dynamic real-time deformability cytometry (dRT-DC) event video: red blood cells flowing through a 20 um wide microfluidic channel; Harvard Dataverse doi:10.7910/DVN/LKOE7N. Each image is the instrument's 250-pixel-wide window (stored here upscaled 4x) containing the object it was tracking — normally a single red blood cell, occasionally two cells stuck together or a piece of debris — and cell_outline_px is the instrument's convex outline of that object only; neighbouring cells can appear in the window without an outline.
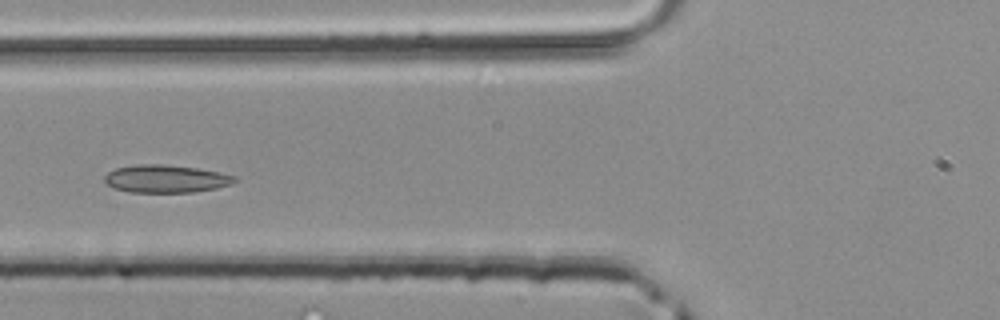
{"species": "common noctule bat (a hibernating species)", "species_latin": "Nyctalus noctula", "temperature_condition": "room temperature", "stored_images_in_passage": 39, "camera_frame_rate_fps": 3000, "um_per_image_px": 0.085, "animal": {"sex": "male", "body_mass_g": 20.4}, "frame": {"image": 1, "passage_image": 12, "time_ms": 3.667, "image_size_px": [1000, 320], "cell_outline_px": [[236, 180], [228, 184], [216, 188], [192, 192], [128, 192], [116, 188], [108, 184], [104, 180], [104, 176], [108, 172], [116, 168], [136, 164], [160, 164], [196, 168], [220, 172], [236, 176]], "centroid_in_image_um": [14.07, 15.19], "position_along_channel_um": 111.7, "area_um2": 20.81}}
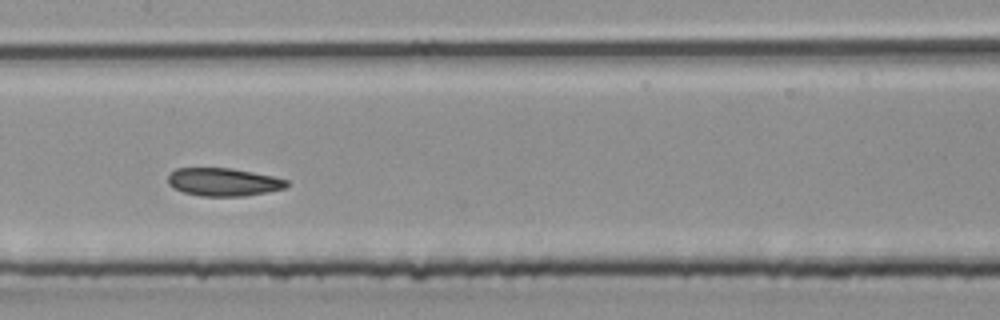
{"frame": {"image": 2, "passage_image": 17, "time_ms": 5.333, "image_size_px": [1000, 320], "cell_outline_px": [[288, 184], [284, 188], [268, 192], [244, 196], [200, 196], [184, 192], [172, 188], [168, 184], [168, 176], [176, 168], [228, 168], [252, 172], [272, 176], [288, 180]], "centroid_in_image_um": [18.97, 15.47], "position_along_channel_um": 188.4, "area_um2": 19.31}}
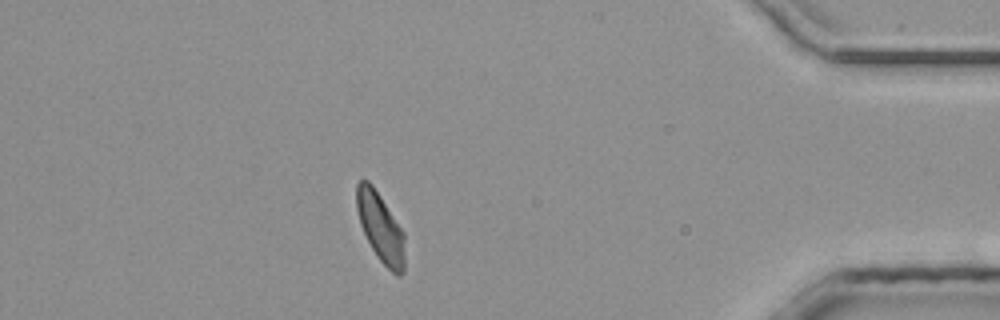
{"frame": {"image": 3, "passage_image": 34, "time_ms": 11.0, "image_size_px": [1000, 320], "cell_outline_px": [[404, 272], [400, 276], [396, 276], [376, 256], [360, 224], [356, 208], [356, 184], [360, 180], [368, 180], [372, 184], [404, 232]], "centroid_in_image_um": [32.34, 19.34], "position_along_channel_um": 402.9, "area_um2": 19.31}}